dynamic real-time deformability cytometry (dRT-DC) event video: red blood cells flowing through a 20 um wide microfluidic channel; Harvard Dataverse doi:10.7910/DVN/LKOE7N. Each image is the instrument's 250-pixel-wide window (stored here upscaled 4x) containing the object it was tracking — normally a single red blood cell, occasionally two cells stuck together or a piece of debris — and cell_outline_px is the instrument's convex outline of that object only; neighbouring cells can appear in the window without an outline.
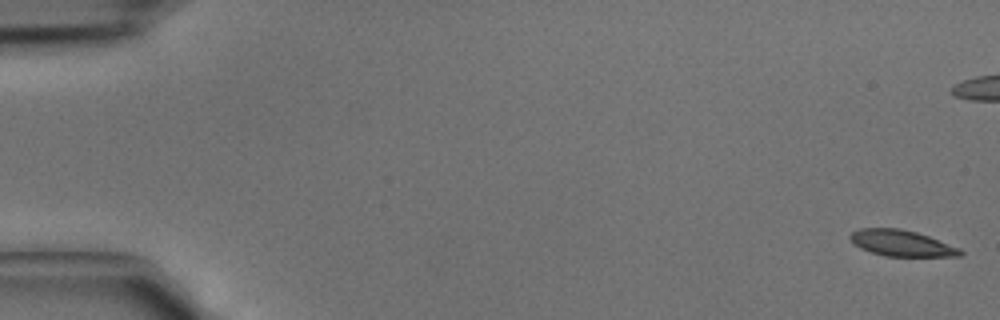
{"species": "common noctule bat (a hibernating species)", "species_latin": "Nyctalus noctula", "temperature_condition": "cold", "stored_images_in_passage": 44, "camera_frame_rate_fps": 3000, "um_per_image_px": 0.085, "animal": {"sex": "male", "body_mass_g": 15.6}, "frame": {"image": 1, "passage_image": 1, "time_ms": 0.0, "image_size_px": [1000, 320], "cell_outline_px": [[964, 252], [960, 256], [884, 256], [860, 248], [848, 236], [852, 232], [860, 228], [900, 228], [916, 232], [928, 236], [960, 248]], "centroid_in_image_um": [76.64, 20.66], "position_along_channel_um": 8.4, "area_um2": 16.59}}
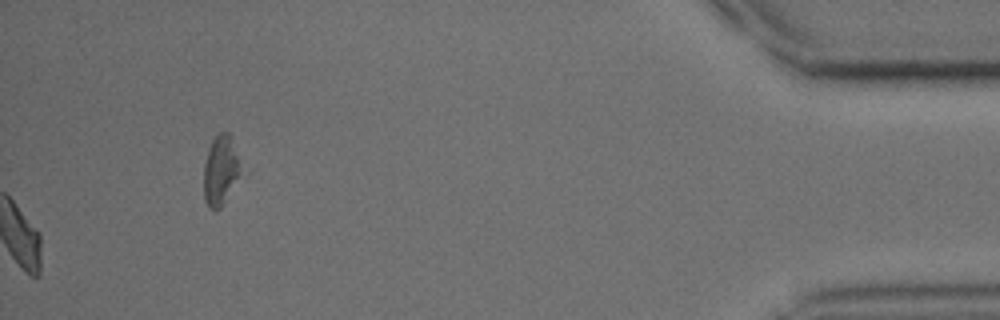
{"frame": {"image": 2, "passage_image": 44, "time_ms": 14.333, "image_size_px": [1000, 320], "cell_outline_px": [[248, 172], [220, 208], [208, 208], [204, 200], [204, 164], [208, 148], [212, 140], [220, 132], [228, 132], [232, 136]], "centroid_in_image_um": [18.89, 14.46], "position_along_channel_um": 416.3, "area_um2": 16.53}}